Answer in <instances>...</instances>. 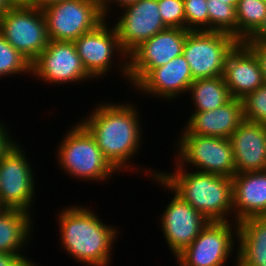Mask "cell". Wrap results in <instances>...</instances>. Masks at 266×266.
<instances>
[{
    "mask_svg": "<svg viewBox=\"0 0 266 266\" xmlns=\"http://www.w3.org/2000/svg\"><path fill=\"white\" fill-rule=\"evenodd\" d=\"M6 129V125L0 122V160L9 152V150L17 143L13 141L12 135Z\"/></svg>",
    "mask_w": 266,
    "mask_h": 266,
    "instance_id": "31",
    "label": "cell"
},
{
    "mask_svg": "<svg viewBox=\"0 0 266 266\" xmlns=\"http://www.w3.org/2000/svg\"><path fill=\"white\" fill-rule=\"evenodd\" d=\"M209 31L230 34L237 39L236 7L229 1L207 0Z\"/></svg>",
    "mask_w": 266,
    "mask_h": 266,
    "instance_id": "25",
    "label": "cell"
},
{
    "mask_svg": "<svg viewBox=\"0 0 266 266\" xmlns=\"http://www.w3.org/2000/svg\"><path fill=\"white\" fill-rule=\"evenodd\" d=\"M232 183L235 222L266 216V170L236 173Z\"/></svg>",
    "mask_w": 266,
    "mask_h": 266,
    "instance_id": "20",
    "label": "cell"
},
{
    "mask_svg": "<svg viewBox=\"0 0 266 266\" xmlns=\"http://www.w3.org/2000/svg\"><path fill=\"white\" fill-rule=\"evenodd\" d=\"M188 92L192 95L194 112L210 111L222 107L232 99L223 75L194 80Z\"/></svg>",
    "mask_w": 266,
    "mask_h": 266,
    "instance_id": "23",
    "label": "cell"
},
{
    "mask_svg": "<svg viewBox=\"0 0 266 266\" xmlns=\"http://www.w3.org/2000/svg\"><path fill=\"white\" fill-rule=\"evenodd\" d=\"M171 202L161 215L160 224L172 254H180L200 234L208 220L173 191Z\"/></svg>",
    "mask_w": 266,
    "mask_h": 266,
    "instance_id": "15",
    "label": "cell"
},
{
    "mask_svg": "<svg viewBox=\"0 0 266 266\" xmlns=\"http://www.w3.org/2000/svg\"><path fill=\"white\" fill-rule=\"evenodd\" d=\"M99 1V5L101 8V11L105 17V19L107 18V14H110V10L111 9V4L110 3H115L116 6L118 5L120 7V9L123 7H127L129 5H132L134 3H136L138 0H98ZM110 7V8H109Z\"/></svg>",
    "mask_w": 266,
    "mask_h": 266,
    "instance_id": "33",
    "label": "cell"
},
{
    "mask_svg": "<svg viewBox=\"0 0 266 266\" xmlns=\"http://www.w3.org/2000/svg\"><path fill=\"white\" fill-rule=\"evenodd\" d=\"M17 143L0 160V201L7 209L31 213L35 177L23 147Z\"/></svg>",
    "mask_w": 266,
    "mask_h": 266,
    "instance_id": "10",
    "label": "cell"
},
{
    "mask_svg": "<svg viewBox=\"0 0 266 266\" xmlns=\"http://www.w3.org/2000/svg\"><path fill=\"white\" fill-rule=\"evenodd\" d=\"M175 163L177 167L173 173L150 170L148 174L171 193L174 191L208 221H230L231 214L234 219L232 178L201 171L188 172L186 166Z\"/></svg>",
    "mask_w": 266,
    "mask_h": 266,
    "instance_id": "2",
    "label": "cell"
},
{
    "mask_svg": "<svg viewBox=\"0 0 266 266\" xmlns=\"http://www.w3.org/2000/svg\"><path fill=\"white\" fill-rule=\"evenodd\" d=\"M22 73L31 74V63L0 33V79Z\"/></svg>",
    "mask_w": 266,
    "mask_h": 266,
    "instance_id": "26",
    "label": "cell"
},
{
    "mask_svg": "<svg viewBox=\"0 0 266 266\" xmlns=\"http://www.w3.org/2000/svg\"><path fill=\"white\" fill-rule=\"evenodd\" d=\"M256 57L266 84V43L242 42Z\"/></svg>",
    "mask_w": 266,
    "mask_h": 266,
    "instance_id": "30",
    "label": "cell"
},
{
    "mask_svg": "<svg viewBox=\"0 0 266 266\" xmlns=\"http://www.w3.org/2000/svg\"><path fill=\"white\" fill-rule=\"evenodd\" d=\"M266 16V0H238L236 6L237 40H247Z\"/></svg>",
    "mask_w": 266,
    "mask_h": 266,
    "instance_id": "24",
    "label": "cell"
},
{
    "mask_svg": "<svg viewBox=\"0 0 266 266\" xmlns=\"http://www.w3.org/2000/svg\"><path fill=\"white\" fill-rule=\"evenodd\" d=\"M134 104L104 102L79 121L95 138L104 157L118 171L133 169L130 159L139 152L141 122ZM129 162V163H128ZM129 168V169H128Z\"/></svg>",
    "mask_w": 266,
    "mask_h": 266,
    "instance_id": "1",
    "label": "cell"
},
{
    "mask_svg": "<svg viewBox=\"0 0 266 266\" xmlns=\"http://www.w3.org/2000/svg\"><path fill=\"white\" fill-rule=\"evenodd\" d=\"M240 42L232 35L217 31H190L182 55L190 66L193 80L223 75L229 54Z\"/></svg>",
    "mask_w": 266,
    "mask_h": 266,
    "instance_id": "6",
    "label": "cell"
},
{
    "mask_svg": "<svg viewBox=\"0 0 266 266\" xmlns=\"http://www.w3.org/2000/svg\"><path fill=\"white\" fill-rule=\"evenodd\" d=\"M237 173L266 170V125L244 120L229 138Z\"/></svg>",
    "mask_w": 266,
    "mask_h": 266,
    "instance_id": "17",
    "label": "cell"
},
{
    "mask_svg": "<svg viewBox=\"0 0 266 266\" xmlns=\"http://www.w3.org/2000/svg\"><path fill=\"white\" fill-rule=\"evenodd\" d=\"M234 236H238V222L209 221L198 237L178 255L191 266H225L232 256L233 243L237 242Z\"/></svg>",
    "mask_w": 266,
    "mask_h": 266,
    "instance_id": "13",
    "label": "cell"
},
{
    "mask_svg": "<svg viewBox=\"0 0 266 266\" xmlns=\"http://www.w3.org/2000/svg\"><path fill=\"white\" fill-rule=\"evenodd\" d=\"M223 78L231 97L238 99H243L264 84L255 55L242 42L229 54Z\"/></svg>",
    "mask_w": 266,
    "mask_h": 266,
    "instance_id": "19",
    "label": "cell"
},
{
    "mask_svg": "<svg viewBox=\"0 0 266 266\" xmlns=\"http://www.w3.org/2000/svg\"><path fill=\"white\" fill-rule=\"evenodd\" d=\"M175 146V160L182 166L190 164L196 171L229 178L237 173L230 139L181 133Z\"/></svg>",
    "mask_w": 266,
    "mask_h": 266,
    "instance_id": "5",
    "label": "cell"
},
{
    "mask_svg": "<svg viewBox=\"0 0 266 266\" xmlns=\"http://www.w3.org/2000/svg\"><path fill=\"white\" fill-rule=\"evenodd\" d=\"M189 30L166 28L143 42L128 56V82L136 86L153 68L165 65L183 53Z\"/></svg>",
    "mask_w": 266,
    "mask_h": 266,
    "instance_id": "11",
    "label": "cell"
},
{
    "mask_svg": "<svg viewBox=\"0 0 266 266\" xmlns=\"http://www.w3.org/2000/svg\"><path fill=\"white\" fill-rule=\"evenodd\" d=\"M26 259L29 258L20 253L0 252V266H21Z\"/></svg>",
    "mask_w": 266,
    "mask_h": 266,
    "instance_id": "32",
    "label": "cell"
},
{
    "mask_svg": "<svg viewBox=\"0 0 266 266\" xmlns=\"http://www.w3.org/2000/svg\"><path fill=\"white\" fill-rule=\"evenodd\" d=\"M62 248L86 266H108L118 230L106 225L88 207L62 209L58 217Z\"/></svg>",
    "mask_w": 266,
    "mask_h": 266,
    "instance_id": "3",
    "label": "cell"
},
{
    "mask_svg": "<svg viewBox=\"0 0 266 266\" xmlns=\"http://www.w3.org/2000/svg\"><path fill=\"white\" fill-rule=\"evenodd\" d=\"M185 29L189 31H209L207 0H183Z\"/></svg>",
    "mask_w": 266,
    "mask_h": 266,
    "instance_id": "28",
    "label": "cell"
},
{
    "mask_svg": "<svg viewBox=\"0 0 266 266\" xmlns=\"http://www.w3.org/2000/svg\"><path fill=\"white\" fill-rule=\"evenodd\" d=\"M158 6L162 21L167 27L185 29L183 0H158Z\"/></svg>",
    "mask_w": 266,
    "mask_h": 266,
    "instance_id": "29",
    "label": "cell"
},
{
    "mask_svg": "<svg viewBox=\"0 0 266 266\" xmlns=\"http://www.w3.org/2000/svg\"><path fill=\"white\" fill-rule=\"evenodd\" d=\"M243 121L242 99L232 98L222 107L210 111L192 112L182 133L229 139Z\"/></svg>",
    "mask_w": 266,
    "mask_h": 266,
    "instance_id": "18",
    "label": "cell"
},
{
    "mask_svg": "<svg viewBox=\"0 0 266 266\" xmlns=\"http://www.w3.org/2000/svg\"><path fill=\"white\" fill-rule=\"evenodd\" d=\"M4 209H6V208L1 204V201H0V213H1Z\"/></svg>",
    "mask_w": 266,
    "mask_h": 266,
    "instance_id": "41",
    "label": "cell"
},
{
    "mask_svg": "<svg viewBox=\"0 0 266 266\" xmlns=\"http://www.w3.org/2000/svg\"><path fill=\"white\" fill-rule=\"evenodd\" d=\"M179 266H191L185 260H183L179 255H174Z\"/></svg>",
    "mask_w": 266,
    "mask_h": 266,
    "instance_id": "38",
    "label": "cell"
},
{
    "mask_svg": "<svg viewBox=\"0 0 266 266\" xmlns=\"http://www.w3.org/2000/svg\"><path fill=\"white\" fill-rule=\"evenodd\" d=\"M31 74L50 84L91 80L73 41L49 40L48 46L31 63Z\"/></svg>",
    "mask_w": 266,
    "mask_h": 266,
    "instance_id": "12",
    "label": "cell"
},
{
    "mask_svg": "<svg viewBox=\"0 0 266 266\" xmlns=\"http://www.w3.org/2000/svg\"><path fill=\"white\" fill-rule=\"evenodd\" d=\"M193 81L190 66L180 55L163 66L153 68L133 89L170 101L183 92L188 93Z\"/></svg>",
    "mask_w": 266,
    "mask_h": 266,
    "instance_id": "16",
    "label": "cell"
},
{
    "mask_svg": "<svg viewBox=\"0 0 266 266\" xmlns=\"http://www.w3.org/2000/svg\"><path fill=\"white\" fill-rule=\"evenodd\" d=\"M12 7L13 5L9 0H0V16L4 15Z\"/></svg>",
    "mask_w": 266,
    "mask_h": 266,
    "instance_id": "36",
    "label": "cell"
},
{
    "mask_svg": "<svg viewBox=\"0 0 266 266\" xmlns=\"http://www.w3.org/2000/svg\"><path fill=\"white\" fill-rule=\"evenodd\" d=\"M242 103L244 120L266 125V84L248 93Z\"/></svg>",
    "mask_w": 266,
    "mask_h": 266,
    "instance_id": "27",
    "label": "cell"
},
{
    "mask_svg": "<svg viewBox=\"0 0 266 266\" xmlns=\"http://www.w3.org/2000/svg\"><path fill=\"white\" fill-rule=\"evenodd\" d=\"M158 0H138L123 8L114 27L123 51L129 56L143 42L168 28L159 13Z\"/></svg>",
    "mask_w": 266,
    "mask_h": 266,
    "instance_id": "14",
    "label": "cell"
},
{
    "mask_svg": "<svg viewBox=\"0 0 266 266\" xmlns=\"http://www.w3.org/2000/svg\"><path fill=\"white\" fill-rule=\"evenodd\" d=\"M49 40L74 41L105 19L98 0H65L42 9Z\"/></svg>",
    "mask_w": 266,
    "mask_h": 266,
    "instance_id": "7",
    "label": "cell"
},
{
    "mask_svg": "<svg viewBox=\"0 0 266 266\" xmlns=\"http://www.w3.org/2000/svg\"><path fill=\"white\" fill-rule=\"evenodd\" d=\"M236 266H266V216L238 222Z\"/></svg>",
    "mask_w": 266,
    "mask_h": 266,
    "instance_id": "21",
    "label": "cell"
},
{
    "mask_svg": "<svg viewBox=\"0 0 266 266\" xmlns=\"http://www.w3.org/2000/svg\"><path fill=\"white\" fill-rule=\"evenodd\" d=\"M0 33L30 63L49 43L42 9L35 6H13L0 16Z\"/></svg>",
    "mask_w": 266,
    "mask_h": 266,
    "instance_id": "8",
    "label": "cell"
},
{
    "mask_svg": "<svg viewBox=\"0 0 266 266\" xmlns=\"http://www.w3.org/2000/svg\"><path fill=\"white\" fill-rule=\"evenodd\" d=\"M74 125L56 150L62 170L74 179L95 180L98 183L112 178L118 171L104 157L95 138L80 122Z\"/></svg>",
    "mask_w": 266,
    "mask_h": 266,
    "instance_id": "4",
    "label": "cell"
},
{
    "mask_svg": "<svg viewBox=\"0 0 266 266\" xmlns=\"http://www.w3.org/2000/svg\"><path fill=\"white\" fill-rule=\"evenodd\" d=\"M243 42L266 43V16L260 27L247 40Z\"/></svg>",
    "mask_w": 266,
    "mask_h": 266,
    "instance_id": "34",
    "label": "cell"
},
{
    "mask_svg": "<svg viewBox=\"0 0 266 266\" xmlns=\"http://www.w3.org/2000/svg\"><path fill=\"white\" fill-rule=\"evenodd\" d=\"M13 6H34V0H9Z\"/></svg>",
    "mask_w": 266,
    "mask_h": 266,
    "instance_id": "37",
    "label": "cell"
},
{
    "mask_svg": "<svg viewBox=\"0 0 266 266\" xmlns=\"http://www.w3.org/2000/svg\"><path fill=\"white\" fill-rule=\"evenodd\" d=\"M220 1H229V4H230V5H233V6L236 7V6H237V1H238V0H220Z\"/></svg>",
    "mask_w": 266,
    "mask_h": 266,
    "instance_id": "40",
    "label": "cell"
},
{
    "mask_svg": "<svg viewBox=\"0 0 266 266\" xmlns=\"http://www.w3.org/2000/svg\"><path fill=\"white\" fill-rule=\"evenodd\" d=\"M21 209H4L0 213V252L20 253L32 238L31 215ZM31 235V236H29Z\"/></svg>",
    "mask_w": 266,
    "mask_h": 266,
    "instance_id": "22",
    "label": "cell"
},
{
    "mask_svg": "<svg viewBox=\"0 0 266 266\" xmlns=\"http://www.w3.org/2000/svg\"><path fill=\"white\" fill-rule=\"evenodd\" d=\"M65 0H34V6L40 9L52 5L54 3L63 2Z\"/></svg>",
    "mask_w": 266,
    "mask_h": 266,
    "instance_id": "35",
    "label": "cell"
},
{
    "mask_svg": "<svg viewBox=\"0 0 266 266\" xmlns=\"http://www.w3.org/2000/svg\"><path fill=\"white\" fill-rule=\"evenodd\" d=\"M21 266H37L35 262L31 261L30 259H26Z\"/></svg>",
    "mask_w": 266,
    "mask_h": 266,
    "instance_id": "39",
    "label": "cell"
},
{
    "mask_svg": "<svg viewBox=\"0 0 266 266\" xmlns=\"http://www.w3.org/2000/svg\"><path fill=\"white\" fill-rule=\"evenodd\" d=\"M73 43L84 68L92 78L99 76L102 78L107 75L106 73L112 68V62L114 63V54H119L118 56L122 58V63H117L118 68L121 66L119 71L123 73L124 79L126 80L127 77L128 80V56L120 45L114 25L108 27V23L106 25L104 20L95 29L84 33Z\"/></svg>",
    "mask_w": 266,
    "mask_h": 266,
    "instance_id": "9",
    "label": "cell"
}]
</instances>
